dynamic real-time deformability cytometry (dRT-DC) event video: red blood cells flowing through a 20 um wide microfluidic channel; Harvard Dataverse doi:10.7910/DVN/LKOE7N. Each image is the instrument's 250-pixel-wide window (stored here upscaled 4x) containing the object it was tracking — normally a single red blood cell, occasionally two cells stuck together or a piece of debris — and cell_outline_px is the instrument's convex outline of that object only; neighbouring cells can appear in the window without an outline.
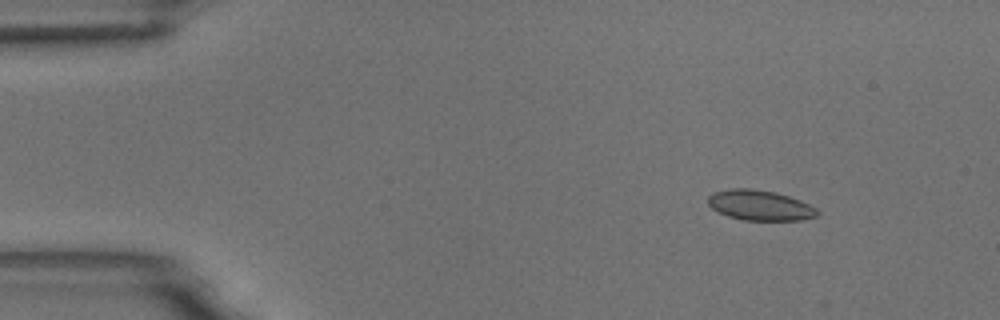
{"species": "common noctule bat (a hibernating species)", "species_latin": "Nyctalus noctula", "temperature_condition": "room temperature", "stored_images_in_passage": 6, "camera_frame_rate_fps": 3000, "um_per_image_px": 0.085, "animal": {"sex": "male", "body_mass_g": 18.8}, "frame": {"image": 1, "passage_image": 2, "time_ms": 1.333, "image_size_px": [1000, 320], "cell_outline_px": [[820, 212], [816, 216], [800, 220], [744, 220], [728, 216], [712, 208], [708, 204], [708, 196], [716, 192], [732, 188], [752, 188], [776, 192], [800, 200], [816, 208]], "centroid_in_image_um": [64.6, 17.44], "position_along_channel_um": 20.4, "area_um2": 19.13}}
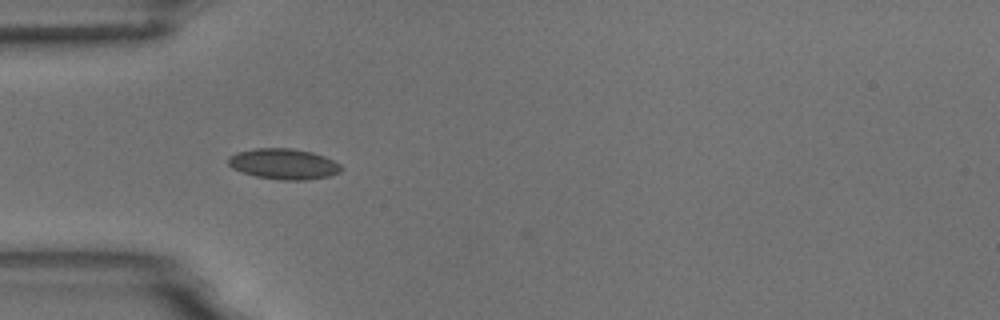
{"frame": {"image": 2, "passage_image": 5, "time_ms": 4.667, "image_size_px": [1000, 320], "cell_outline_px": [[344, 168], [340, 172], [328, 176], [308, 180], [280, 180], [256, 176], [232, 168], [228, 164], [228, 156], [236, 152], [256, 148], [292, 148], [312, 152], [324, 156], [340, 164]], "centroid_in_image_um": [24.12, 13.93], "position_along_channel_um": 60.9, "area_um2": 20.23}}